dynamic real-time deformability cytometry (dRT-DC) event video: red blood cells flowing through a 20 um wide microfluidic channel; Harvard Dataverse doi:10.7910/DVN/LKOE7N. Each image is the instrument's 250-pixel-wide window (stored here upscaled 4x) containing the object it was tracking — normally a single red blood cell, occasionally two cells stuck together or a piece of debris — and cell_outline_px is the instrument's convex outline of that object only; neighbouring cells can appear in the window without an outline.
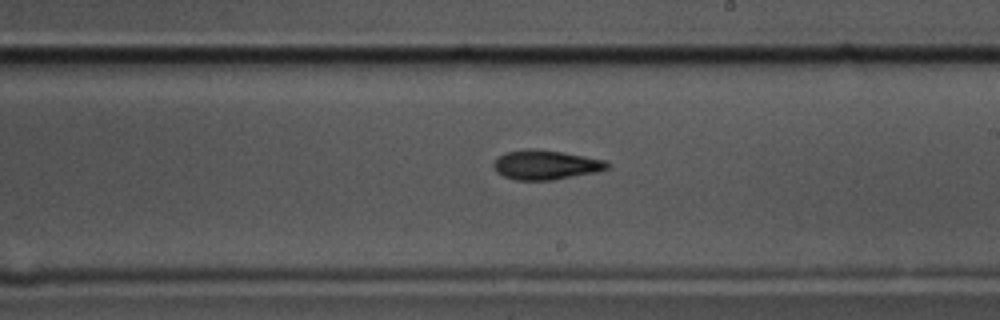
{"species": "common noctule bat (a hibernating species)", "species_latin": "Nyctalus noctula", "temperature_condition": "cold", "stored_images_in_passage": 38, "camera_frame_rate_fps": 3000, "um_per_image_px": 0.085, "animal": {"sex": "male", "body_mass_g": 17.5, "forearm_length_mm": 52.3}, "frame": {"image": 1, "passage_image": 21, "time_ms": 6.667, "image_size_px": [1000, 320], "cell_outline_px": [[612, 164], [608, 168], [596, 172], [552, 180], [516, 180], [504, 176], [496, 172], [492, 164], [504, 152], [524, 148], [532, 148], [564, 152], [608, 160]], "centroid_in_image_um": [46.41, 14.0], "position_along_channel_um": 242.6, "area_um2": 19.77}}
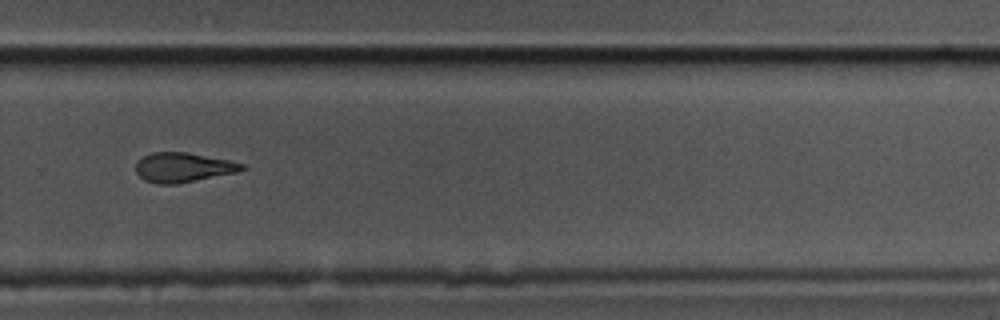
{"frame": {"image": 2, "passage_image": 27, "time_ms": 8.667, "image_size_px": [1000, 320], "cell_outline_px": [[248, 168], [240, 172], [176, 184], [156, 184], [144, 180], [136, 172], [136, 164], [144, 156], [152, 152], [188, 152], [228, 160], [244, 164]], "centroid_in_image_um": [15.61, 14.24], "position_along_channel_um": 314.2, "area_um2": 18.38}}
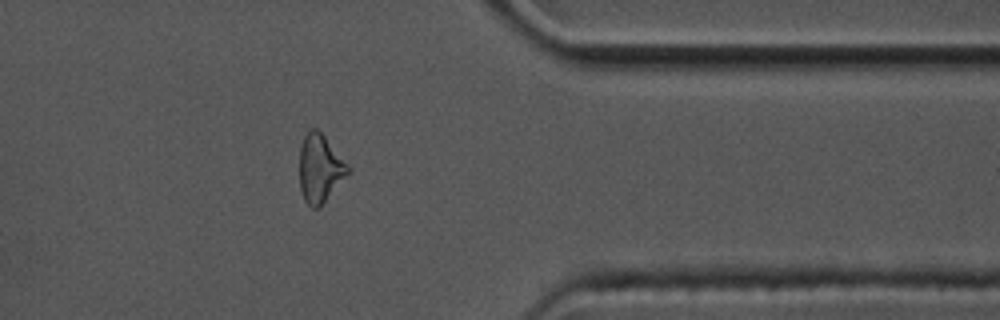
{"frame": {"image": 3, "passage_image": 34, "time_ms": 11.0, "image_size_px": [1000, 320], "cell_outline_px": [[352, 168], [320, 208], [312, 208], [304, 200], [300, 188], [300, 148], [304, 136], [312, 128], [316, 128], [324, 136]], "centroid_in_image_um": [27.2, 14.34], "position_along_channel_um": 384.2, "area_um2": 19.07}, "authors_computed_cell_mechanics": {"area_um2": 19.363, "velocity_mm_per_s": 3.58, "shape_relaxation_time_tau1_ms": 4.8114, "shape_relaxation_time_tau2_ms": 6.801, "deformation_change_tau1": 0.1524, "deformation_change_tau2": 0.1625}}